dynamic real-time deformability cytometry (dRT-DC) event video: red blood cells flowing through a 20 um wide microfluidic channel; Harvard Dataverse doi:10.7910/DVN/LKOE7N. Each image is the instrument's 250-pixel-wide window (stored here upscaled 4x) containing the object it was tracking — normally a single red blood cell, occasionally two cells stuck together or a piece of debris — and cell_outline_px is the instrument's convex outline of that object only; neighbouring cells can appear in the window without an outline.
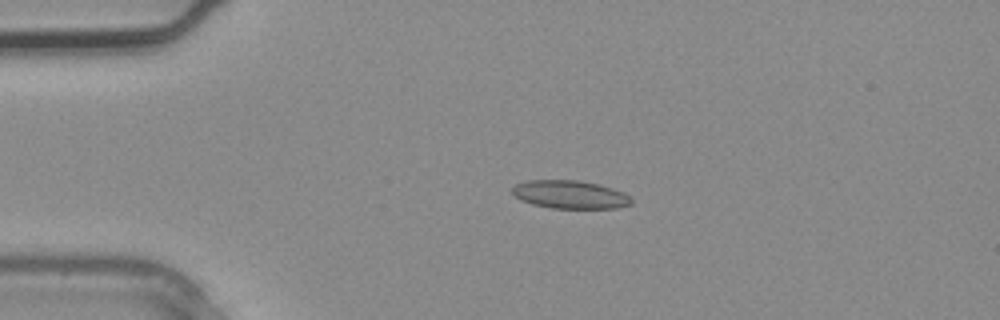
{"species": "common noctule bat (a hibernating species)", "species_latin": "Nyctalus noctula", "temperature_condition": "warm", "stored_images_in_passage": 2, "camera_frame_rate_fps": 3000, "um_per_image_px": 0.085, "animal": {"sex": "male", "body_mass_g": 20.4}, "frame": {"image": 1, "passage_image": 1, "time_ms": 0.0, "image_size_px": [1000, 320], "cell_outline_px": [[632, 204], [616, 208], [552, 208], [532, 204], [520, 200], [512, 192], [512, 188], [516, 184], [528, 180], [580, 180], [600, 184], [624, 192], [632, 200]], "centroid_in_image_um": [48.46, 16.53], "position_along_channel_um": 36.5, "area_um2": 19.59}}